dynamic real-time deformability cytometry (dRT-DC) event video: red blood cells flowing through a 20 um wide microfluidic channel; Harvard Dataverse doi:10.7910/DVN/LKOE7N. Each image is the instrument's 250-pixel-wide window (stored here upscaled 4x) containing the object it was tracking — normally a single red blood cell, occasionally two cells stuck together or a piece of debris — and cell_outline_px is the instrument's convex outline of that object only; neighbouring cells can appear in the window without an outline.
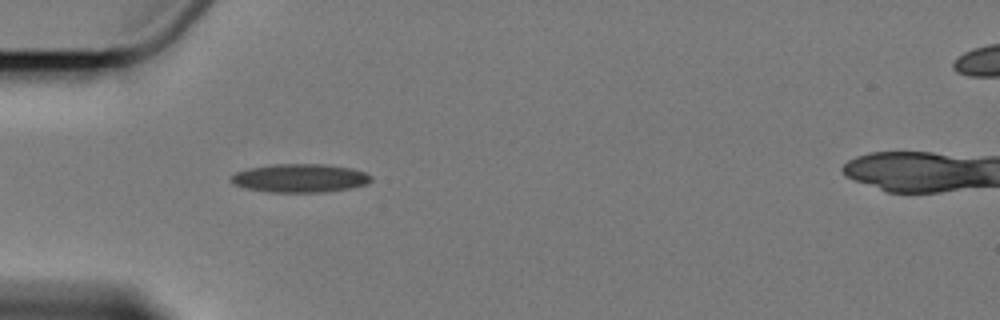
{"species": "Egyptian fruit bat (a non-hibernating species)", "species_latin": "Rousettus aegyptiacus", "temperature_condition": "cold", "stored_images_in_passage": 2, "camera_frame_rate_fps": 3000, "um_per_image_px": 0.085, "animal": {"sex": "female"}, "frame": {"image": 1, "passage_image": 1, "time_ms": 0.0, "image_size_px": [1000, 320], "cell_outline_px": [[372, 180], [368, 184], [348, 188], [324, 192], [272, 192], [248, 188], [232, 184], [228, 180], [236, 172], [248, 168], [272, 164], [324, 164], [352, 168], [364, 172], [372, 176]], "centroid_in_image_um": [25.49, 15.13], "position_along_channel_um": 59.5, "area_um2": 23.24}}